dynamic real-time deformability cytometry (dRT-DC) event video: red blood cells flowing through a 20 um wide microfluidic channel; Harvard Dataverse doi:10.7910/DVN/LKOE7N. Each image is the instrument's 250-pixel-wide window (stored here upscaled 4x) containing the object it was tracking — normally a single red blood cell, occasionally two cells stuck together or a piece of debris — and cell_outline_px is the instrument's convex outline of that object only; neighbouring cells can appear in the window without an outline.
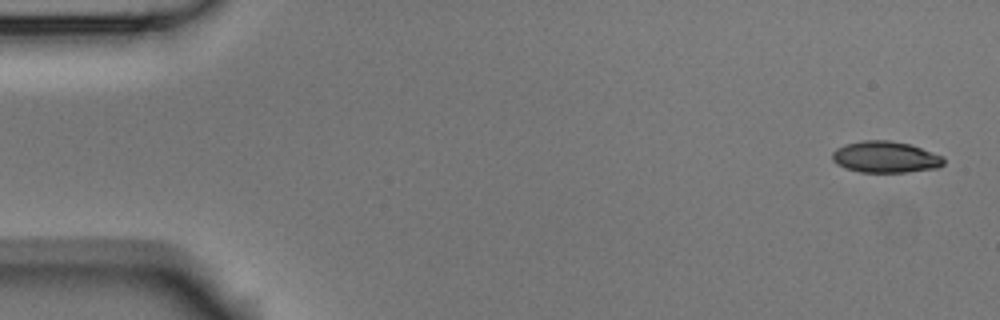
{"species": "Egyptian fruit bat (a non-hibernating species)", "species_latin": "Rousettus aegyptiacus", "temperature_condition": "room temperature", "stored_images_in_passage": 5, "camera_frame_rate_fps": 3000, "um_per_image_px": 0.085, "animal": {"sex": "male"}, "frame": {"image": 1, "passage_image": 1, "time_ms": 0.0, "image_size_px": [1000, 320], "cell_outline_px": [[944, 164], [936, 168], [904, 172], [860, 172], [844, 168], [836, 164], [832, 160], [832, 152], [836, 148], [844, 144], [860, 140], [888, 140], [908, 144], [944, 156]], "centroid_in_image_um": [75.21, 13.34], "position_along_channel_um": 9.8, "area_um2": 20.46}}
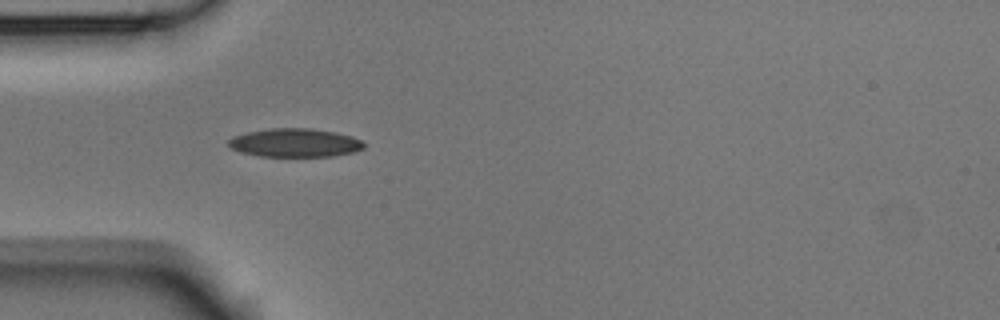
{"frame": {"image": 2, "passage_image": 4, "time_ms": 1.0, "image_size_px": [1000, 320], "cell_outline_px": [[364, 148], [352, 152], [332, 156], [260, 156], [240, 152], [232, 148], [228, 144], [228, 140], [232, 136], [248, 132], [272, 128], [312, 128], [336, 132], [352, 136], [360, 140], [364, 144]], "centroid_in_image_um": [25.06, 12.13], "position_along_channel_um": 59.9, "area_um2": 22.43}}
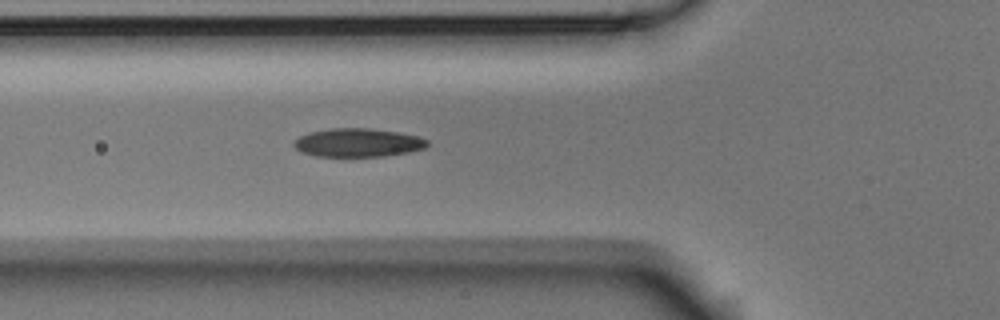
{"frame": {"image": 3, "passage_image": 5, "time_ms": 1.333, "image_size_px": [1000, 320], "cell_outline_px": [[428, 144], [424, 148], [408, 152], [384, 156], [316, 156], [300, 152], [292, 144], [300, 136], [308, 132], [332, 128], [372, 128], [396, 132], [416, 136], [428, 140]], "centroid_in_image_um": [30.39, 12.12], "position_along_channel_um": 95.4, "area_um2": 22.02}}